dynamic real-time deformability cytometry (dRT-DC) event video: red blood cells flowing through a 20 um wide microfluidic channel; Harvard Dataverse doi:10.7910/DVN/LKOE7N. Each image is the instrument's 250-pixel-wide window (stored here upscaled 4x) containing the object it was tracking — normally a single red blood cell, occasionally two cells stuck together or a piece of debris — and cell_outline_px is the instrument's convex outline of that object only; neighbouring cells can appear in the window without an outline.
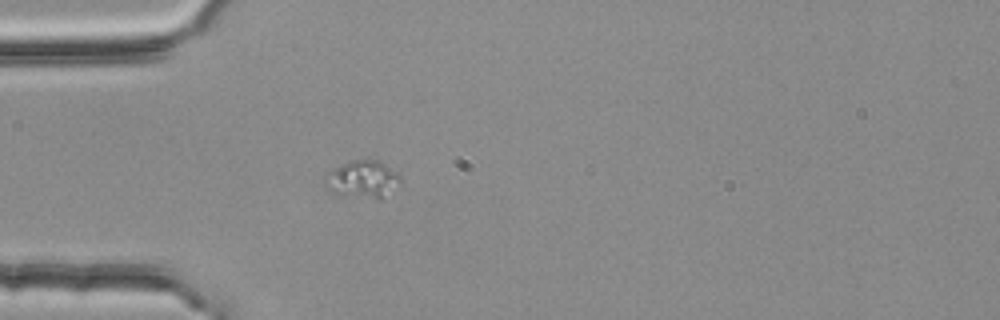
{"species": "common noctule bat (a hibernating species)", "species_latin": "Nyctalus noctula", "temperature_condition": "room temperature", "stored_images_in_passage": 56, "camera_frame_rate_fps": 3000, "um_per_image_px": 0.085, "animal": {"sex": "female", "body_mass_g": 25.1}, "frame": {"image": 1, "passage_image": 17, "time_ms": 5.333, "image_size_px": [1000, 320], "cell_outline_px": [[404, 180], [384, 200], [380, 200], [332, 192], [328, 188], [328, 172], [340, 164], [356, 160], [380, 160], [400, 172]], "centroid_in_image_um": [30.99, 15.23], "position_along_channel_um": 54.0, "area_um2": 16.59}}